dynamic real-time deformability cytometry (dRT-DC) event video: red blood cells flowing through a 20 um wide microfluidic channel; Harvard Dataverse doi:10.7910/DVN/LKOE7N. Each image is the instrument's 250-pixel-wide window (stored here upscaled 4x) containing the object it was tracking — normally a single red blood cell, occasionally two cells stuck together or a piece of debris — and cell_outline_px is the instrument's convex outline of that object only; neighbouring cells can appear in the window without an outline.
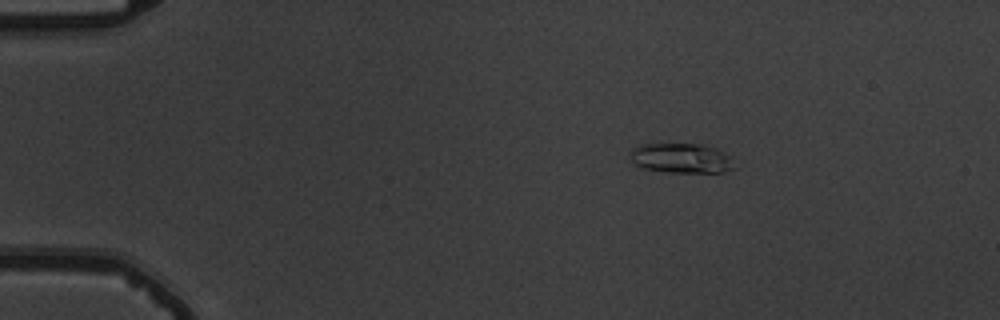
{"species": "common noctule bat (a hibernating species)", "species_latin": "Nyctalus noctula", "temperature_condition": "warm", "stored_images_in_passage": 46, "camera_frame_rate_fps": 3000, "um_per_image_px": 0.085, "animal": {"sex": "male", "body_mass_g": 19.5, "forearm_length_mm": 54.6}, "frame": {"image": 1, "passage_image": 1, "time_ms": 0.0, "image_size_px": [1000, 320], "cell_outline_px": [[736, 168], [724, 172], [668, 172], [644, 168], [636, 164], [632, 160], [632, 148], [640, 144], [700, 144], [724, 152], [732, 156]], "centroid_in_image_um": [57.97, 13.45], "position_along_channel_um": 27.0, "area_um2": 17.98}}
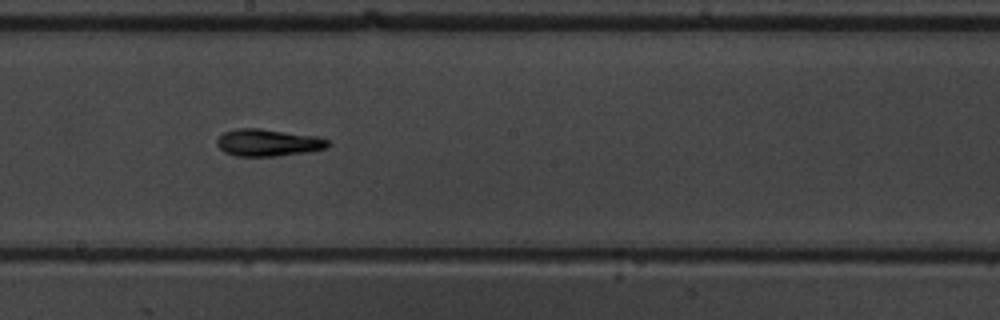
{"frame": {"image": 2, "passage_image": 23, "time_ms": 7.333, "image_size_px": [1000, 320], "cell_outline_px": [[332, 144], [324, 148], [308, 152], [276, 156], [236, 156], [224, 152], [216, 144], [216, 140], [224, 132], [236, 128], [260, 128], [316, 136], [328, 140]], "centroid_in_image_um": [22.77, 12.12], "position_along_channel_um": 225.4, "area_um2": 17.57}}
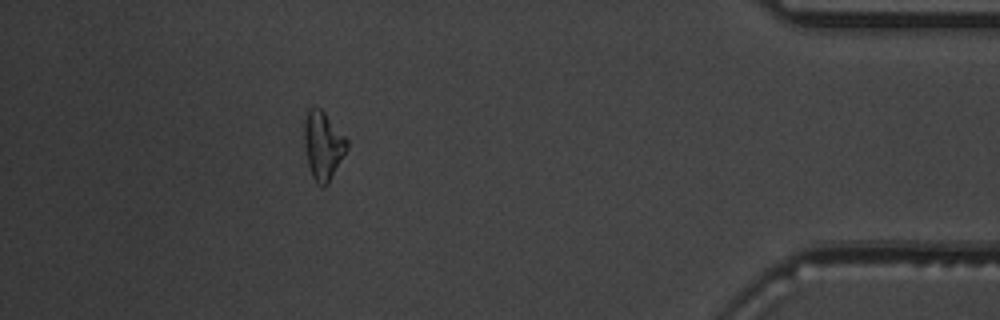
{"frame": {"image": 3, "passage_image": 41, "time_ms": 13.333, "image_size_px": [1000, 320], "cell_outline_px": [[348, 148], [328, 184], [324, 188], [312, 176], [308, 164], [304, 144], [304, 120], [308, 108], [320, 108], [324, 112], [348, 140]], "centroid_in_image_um": [27.45, 12.36], "position_along_channel_um": 407.7, "area_um2": 16.82}, "authors_computed_cell_mechanics": {"area_um2": 16.7042, "velocity_mm_per_s": 3.768, "shape_relaxation_time_tau1_ms": 2.9584, "shape_relaxation_time_tau2_ms": 4.8488, "deformation_change_tau1": 0.1484, "deformation_change_tau2": 0.1406}}